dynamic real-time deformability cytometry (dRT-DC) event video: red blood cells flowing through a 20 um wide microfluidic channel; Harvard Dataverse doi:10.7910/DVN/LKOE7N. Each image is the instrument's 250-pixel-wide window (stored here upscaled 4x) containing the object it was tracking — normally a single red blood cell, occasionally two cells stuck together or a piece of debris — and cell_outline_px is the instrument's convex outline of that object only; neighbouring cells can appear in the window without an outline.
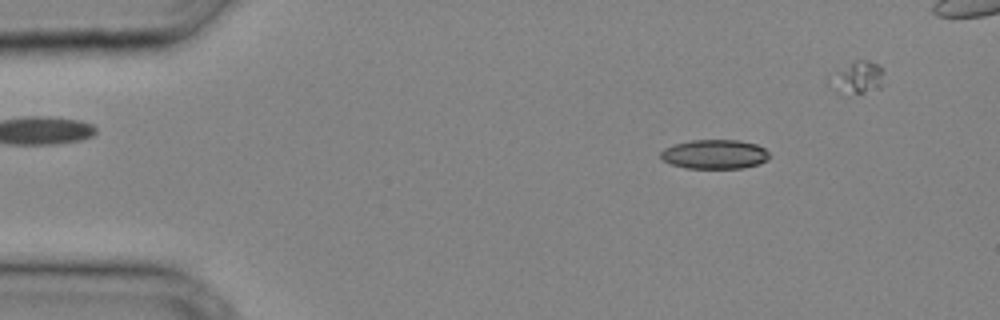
{"species": "common noctule bat (a hibernating species)", "species_latin": "Nyctalus noctula", "temperature_condition": "cold", "stored_images_in_passage": 29, "camera_frame_rate_fps": 3000, "um_per_image_px": 0.085, "animal": {"sex": "male", "body_mass_g": 20.4}, "frame": {"image": 1, "passage_image": 5, "time_ms": 1.333, "image_size_px": [1000, 320], "cell_outline_px": [[768, 160], [760, 164], [744, 168], [684, 168], [672, 164], [664, 160], [660, 156], [660, 152], [664, 148], [676, 144], [692, 140], [740, 140], [756, 144], [764, 148], [768, 152]], "centroid_in_image_um": [60.77, 13.11], "position_along_channel_um": 24.2, "area_um2": 18.55}}
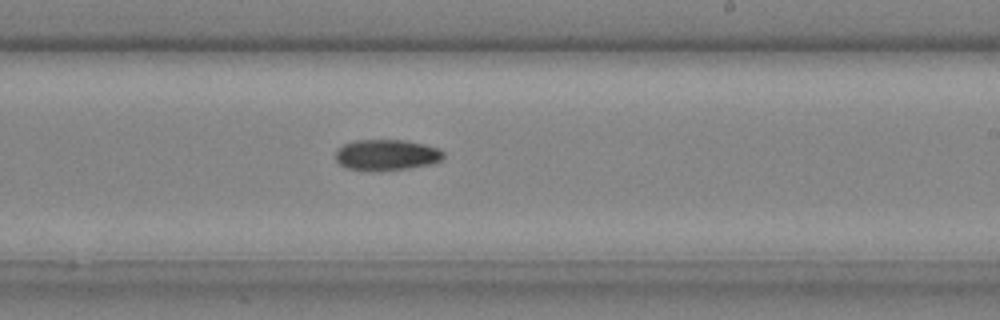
{"frame": {"image": 2, "passage_image": 21, "time_ms": 6.667, "image_size_px": [1000, 320], "cell_outline_px": [[444, 156], [440, 160], [432, 164], [408, 168], [344, 168], [336, 160], [336, 148], [344, 144], [356, 140], [404, 140], [424, 144], [440, 148], [444, 152]], "centroid_in_image_um": [32.88, 13.12], "position_along_channel_um": 256.1, "area_um2": 18.84}}